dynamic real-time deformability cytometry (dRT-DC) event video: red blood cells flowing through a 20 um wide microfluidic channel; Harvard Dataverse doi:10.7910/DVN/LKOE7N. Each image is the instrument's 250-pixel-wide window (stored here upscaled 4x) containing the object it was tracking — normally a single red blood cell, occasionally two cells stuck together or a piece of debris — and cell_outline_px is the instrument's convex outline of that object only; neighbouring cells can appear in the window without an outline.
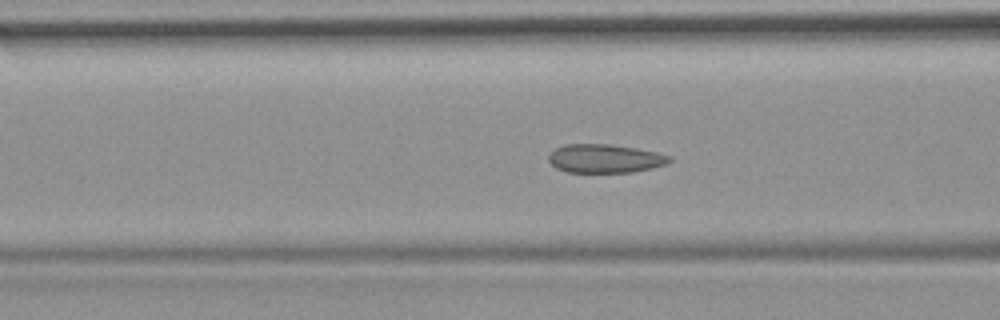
{"species": "common noctule bat (a hibernating species)", "species_latin": "Nyctalus noctula", "temperature_condition": "room temperature", "stored_images_in_passage": 30, "camera_frame_rate_fps": 3000, "um_per_image_px": 0.085, "animal": {"sex": "female", "body_mass_g": 19.9}, "frame": {"image": 1, "passage_image": 22, "time_ms": 7.0, "image_size_px": [1000, 320], "cell_outline_px": [[672, 160], [668, 164], [652, 168], [632, 172], [568, 172], [556, 168], [548, 160], [548, 156], [556, 148], [564, 144], [612, 144], [636, 148], [656, 152], [672, 156]], "centroid_in_image_um": [51.45, 13.47], "position_along_channel_um": 115.2, "area_um2": 20.23}}
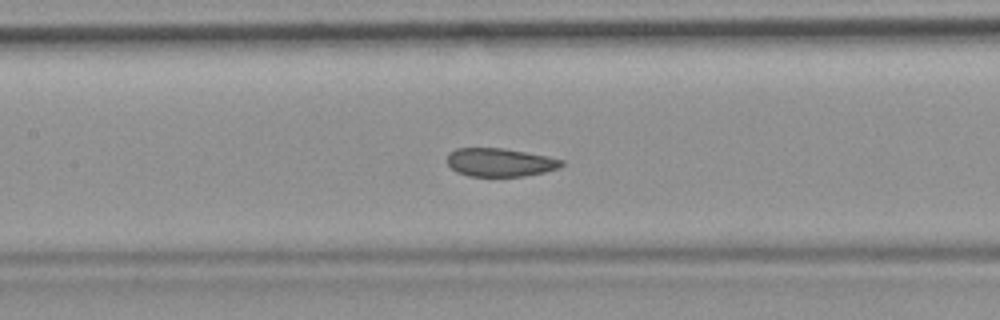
{"frame": {"image": 2, "passage_image": 26, "time_ms": 8.333, "image_size_px": [1000, 320], "cell_outline_px": [[564, 164], [560, 168], [544, 172], [524, 176], [468, 176], [456, 172], [448, 164], [448, 152], [456, 148], [504, 148], [548, 156], [564, 160]], "centroid_in_image_um": [42.51, 13.8], "position_along_channel_um": 164.9, "area_um2": 19.02}}